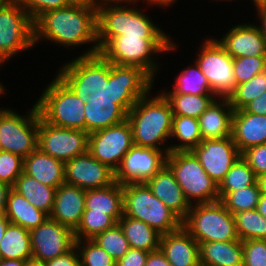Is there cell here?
I'll list each match as a JSON object with an SVG mask.
<instances>
[{"mask_svg": "<svg viewBox=\"0 0 266 266\" xmlns=\"http://www.w3.org/2000/svg\"><path fill=\"white\" fill-rule=\"evenodd\" d=\"M5 216L11 224L21 226L28 231L37 228L49 217L13 188L8 194Z\"/></svg>", "mask_w": 266, "mask_h": 266, "instance_id": "f1b7e54d", "label": "cell"}, {"mask_svg": "<svg viewBox=\"0 0 266 266\" xmlns=\"http://www.w3.org/2000/svg\"><path fill=\"white\" fill-rule=\"evenodd\" d=\"M166 165L190 205L219 201L218 184L209 177L192 151L169 152Z\"/></svg>", "mask_w": 266, "mask_h": 266, "instance_id": "9c48e42d", "label": "cell"}, {"mask_svg": "<svg viewBox=\"0 0 266 266\" xmlns=\"http://www.w3.org/2000/svg\"><path fill=\"white\" fill-rule=\"evenodd\" d=\"M147 93L140 98L127 113L132 129L133 143L136 146L159 148L170 138L173 112L162 93L152 98Z\"/></svg>", "mask_w": 266, "mask_h": 266, "instance_id": "3957f363", "label": "cell"}, {"mask_svg": "<svg viewBox=\"0 0 266 266\" xmlns=\"http://www.w3.org/2000/svg\"><path fill=\"white\" fill-rule=\"evenodd\" d=\"M0 259L32 260L29 231L9 224L0 243Z\"/></svg>", "mask_w": 266, "mask_h": 266, "instance_id": "1f68e13d", "label": "cell"}, {"mask_svg": "<svg viewBox=\"0 0 266 266\" xmlns=\"http://www.w3.org/2000/svg\"><path fill=\"white\" fill-rule=\"evenodd\" d=\"M118 224L124 232L129 247L146 252L159 249L161 234L143 221L123 214Z\"/></svg>", "mask_w": 266, "mask_h": 266, "instance_id": "f546056e", "label": "cell"}, {"mask_svg": "<svg viewBox=\"0 0 266 266\" xmlns=\"http://www.w3.org/2000/svg\"><path fill=\"white\" fill-rule=\"evenodd\" d=\"M175 44L172 38L121 35L114 37L99 53L112 64L139 67L154 79L159 67L152 56L173 51Z\"/></svg>", "mask_w": 266, "mask_h": 266, "instance_id": "5b68a950", "label": "cell"}, {"mask_svg": "<svg viewBox=\"0 0 266 266\" xmlns=\"http://www.w3.org/2000/svg\"><path fill=\"white\" fill-rule=\"evenodd\" d=\"M123 214L143 221L161 235L182 226V220L153 195L146 183L123 184Z\"/></svg>", "mask_w": 266, "mask_h": 266, "instance_id": "8992f818", "label": "cell"}, {"mask_svg": "<svg viewBox=\"0 0 266 266\" xmlns=\"http://www.w3.org/2000/svg\"><path fill=\"white\" fill-rule=\"evenodd\" d=\"M242 245L243 266H266V240L249 239Z\"/></svg>", "mask_w": 266, "mask_h": 266, "instance_id": "f6af8a7d", "label": "cell"}, {"mask_svg": "<svg viewBox=\"0 0 266 266\" xmlns=\"http://www.w3.org/2000/svg\"><path fill=\"white\" fill-rule=\"evenodd\" d=\"M24 159L16 154L0 152V182L6 183L11 187L23 173Z\"/></svg>", "mask_w": 266, "mask_h": 266, "instance_id": "ee69618b", "label": "cell"}, {"mask_svg": "<svg viewBox=\"0 0 266 266\" xmlns=\"http://www.w3.org/2000/svg\"><path fill=\"white\" fill-rule=\"evenodd\" d=\"M43 264L44 266H81L79 252L75 246L69 252L48 260Z\"/></svg>", "mask_w": 266, "mask_h": 266, "instance_id": "681fc988", "label": "cell"}, {"mask_svg": "<svg viewBox=\"0 0 266 266\" xmlns=\"http://www.w3.org/2000/svg\"><path fill=\"white\" fill-rule=\"evenodd\" d=\"M149 252L129 248L125 255L116 262V266H145Z\"/></svg>", "mask_w": 266, "mask_h": 266, "instance_id": "c3c4849f", "label": "cell"}, {"mask_svg": "<svg viewBox=\"0 0 266 266\" xmlns=\"http://www.w3.org/2000/svg\"><path fill=\"white\" fill-rule=\"evenodd\" d=\"M153 79L141 68L110 63L108 81L85 102V131L110 127L127 119V113L152 90Z\"/></svg>", "mask_w": 266, "mask_h": 266, "instance_id": "6da1fadb", "label": "cell"}, {"mask_svg": "<svg viewBox=\"0 0 266 266\" xmlns=\"http://www.w3.org/2000/svg\"><path fill=\"white\" fill-rule=\"evenodd\" d=\"M6 61L0 59V65H2V63H5ZM3 84H1L0 82V95H2L5 92L4 87L2 86Z\"/></svg>", "mask_w": 266, "mask_h": 266, "instance_id": "6125c7cd", "label": "cell"}, {"mask_svg": "<svg viewBox=\"0 0 266 266\" xmlns=\"http://www.w3.org/2000/svg\"><path fill=\"white\" fill-rule=\"evenodd\" d=\"M160 250L172 266H199V243L181 226L178 230L162 234Z\"/></svg>", "mask_w": 266, "mask_h": 266, "instance_id": "7402d4cb", "label": "cell"}, {"mask_svg": "<svg viewBox=\"0 0 266 266\" xmlns=\"http://www.w3.org/2000/svg\"><path fill=\"white\" fill-rule=\"evenodd\" d=\"M255 6L257 7V16L261 22V26H259L262 30V34L266 38V0H259Z\"/></svg>", "mask_w": 266, "mask_h": 266, "instance_id": "f5cc1de1", "label": "cell"}, {"mask_svg": "<svg viewBox=\"0 0 266 266\" xmlns=\"http://www.w3.org/2000/svg\"><path fill=\"white\" fill-rule=\"evenodd\" d=\"M222 1V0H221ZM231 1V0H230ZM259 0H253V3L256 4Z\"/></svg>", "mask_w": 266, "mask_h": 266, "instance_id": "003e7915", "label": "cell"}, {"mask_svg": "<svg viewBox=\"0 0 266 266\" xmlns=\"http://www.w3.org/2000/svg\"><path fill=\"white\" fill-rule=\"evenodd\" d=\"M182 226L198 243L239 240L234 216L220 200L191 205Z\"/></svg>", "mask_w": 266, "mask_h": 266, "instance_id": "ba28073f", "label": "cell"}, {"mask_svg": "<svg viewBox=\"0 0 266 266\" xmlns=\"http://www.w3.org/2000/svg\"><path fill=\"white\" fill-rule=\"evenodd\" d=\"M199 263L202 266H243L242 241L199 243Z\"/></svg>", "mask_w": 266, "mask_h": 266, "instance_id": "4316f807", "label": "cell"}, {"mask_svg": "<svg viewBox=\"0 0 266 266\" xmlns=\"http://www.w3.org/2000/svg\"><path fill=\"white\" fill-rule=\"evenodd\" d=\"M175 1H177V0H146L147 4H152V5H156V6L160 5V7H162V5L166 7L170 4H174Z\"/></svg>", "mask_w": 266, "mask_h": 266, "instance_id": "91938a15", "label": "cell"}, {"mask_svg": "<svg viewBox=\"0 0 266 266\" xmlns=\"http://www.w3.org/2000/svg\"><path fill=\"white\" fill-rule=\"evenodd\" d=\"M12 188L28 199L31 205L42 210L48 216L52 212L56 188L44 185L24 172Z\"/></svg>", "mask_w": 266, "mask_h": 266, "instance_id": "4dcf8cb0", "label": "cell"}, {"mask_svg": "<svg viewBox=\"0 0 266 266\" xmlns=\"http://www.w3.org/2000/svg\"><path fill=\"white\" fill-rule=\"evenodd\" d=\"M97 7V42L99 52L121 35L142 38H170L142 10L135 7L104 5Z\"/></svg>", "mask_w": 266, "mask_h": 266, "instance_id": "277c9868", "label": "cell"}, {"mask_svg": "<svg viewBox=\"0 0 266 266\" xmlns=\"http://www.w3.org/2000/svg\"><path fill=\"white\" fill-rule=\"evenodd\" d=\"M85 210V190L69 184H61L55 192L49 218L75 231Z\"/></svg>", "mask_w": 266, "mask_h": 266, "instance_id": "44dd1931", "label": "cell"}, {"mask_svg": "<svg viewBox=\"0 0 266 266\" xmlns=\"http://www.w3.org/2000/svg\"><path fill=\"white\" fill-rule=\"evenodd\" d=\"M117 222L106 213L91 212V209H85L81 222L74 231L76 240L93 239L97 234L113 228Z\"/></svg>", "mask_w": 266, "mask_h": 266, "instance_id": "74e56055", "label": "cell"}, {"mask_svg": "<svg viewBox=\"0 0 266 266\" xmlns=\"http://www.w3.org/2000/svg\"><path fill=\"white\" fill-rule=\"evenodd\" d=\"M33 24L34 44L44 38L64 47L93 43V47L79 56L99 53L97 7L92 1H75L68 7L49 10L41 14Z\"/></svg>", "mask_w": 266, "mask_h": 266, "instance_id": "7a4b0ae2", "label": "cell"}, {"mask_svg": "<svg viewBox=\"0 0 266 266\" xmlns=\"http://www.w3.org/2000/svg\"><path fill=\"white\" fill-rule=\"evenodd\" d=\"M266 71V56L233 58V72L236 85L249 81L256 74Z\"/></svg>", "mask_w": 266, "mask_h": 266, "instance_id": "7bdbcfd3", "label": "cell"}, {"mask_svg": "<svg viewBox=\"0 0 266 266\" xmlns=\"http://www.w3.org/2000/svg\"><path fill=\"white\" fill-rule=\"evenodd\" d=\"M162 94H191V95H214L206 77L200 71L195 62L193 67H187L176 77L173 89Z\"/></svg>", "mask_w": 266, "mask_h": 266, "instance_id": "e575fe53", "label": "cell"}, {"mask_svg": "<svg viewBox=\"0 0 266 266\" xmlns=\"http://www.w3.org/2000/svg\"><path fill=\"white\" fill-rule=\"evenodd\" d=\"M26 266H44V264L30 261Z\"/></svg>", "mask_w": 266, "mask_h": 266, "instance_id": "be15d7a7", "label": "cell"}, {"mask_svg": "<svg viewBox=\"0 0 266 266\" xmlns=\"http://www.w3.org/2000/svg\"><path fill=\"white\" fill-rule=\"evenodd\" d=\"M22 7L34 22L41 14L49 10L61 9L71 5L74 0H19Z\"/></svg>", "mask_w": 266, "mask_h": 266, "instance_id": "bcb514c9", "label": "cell"}, {"mask_svg": "<svg viewBox=\"0 0 266 266\" xmlns=\"http://www.w3.org/2000/svg\"><path fill=\"white\" fill-rule=\"evenodd\" d=\"M29 234L33 262L43 264L75 246L74 231L49 217Z\"/></svg>", "mask_w": 266, "mask_h": 266, "instance_id": "2e32d148", "label": "cell"}, {"mask_svg": "<svg viewBox=\"0 0 266 266\" xmlns=\"http://www.w3.org/2000/svg\"><path fill=\"white\" fill-rule=\"evenodd\" d=\"M168 153L169 148L158 150L134 145L116 169L115 181L122 185L145 183L166 165Z\"/></svg>", "mask_w": 266, "mask_h": 266, "instance_id": "e0dca14e", "label": "cell"}, {"mask_svg": "<svg viewBox=\"0 0 266 266\" xmlns=\"http://www.w3.org/2000/svg\"><path fill=\"white\" fill-rule=\"evenodd\" d=\"M36 104L48 124L85 131V102L58 76L46 86Z\"/></svg>", "mask_w": 266, "mask_h": 266, "instance_id": "52a82bcc", "label": "cell"}, {"mask_svg": "<svg viewBox=\"0 0 266 266\" xmlns=\"http://www.w3.org/2000/svg\"><path fill=\"white\" fill-rule=\"evenodd\" d=\"M85 209L106 213L118 223L123 216V185L115 181L104 188L86 190Z\"/></svg>", "mask_w": 266, "mask_h": 266, "instance_id": "83f0119b", "label": "cell"}, {"mask_svg": "<svg viewBox=\"0 0 266 266\" xmlns=\"http://www.w3.org/2000/svg\"><path fill=\"white\" fill-rule=\"evenodd\" d=\"M92 240L104 249L116 262L130 248L124 232L118 223L113 228L97 234Z\"/></svg>", "mask_w": 266, "mask_h": 266, "instance_id": "60d3db41", "label": "cell"}, {"mask_svg": "<svg viewBox=\"0 0 266 266\" xmlns=\"http://www.w3.org/2000/svg\"><path fill=\"white\" fill-rule=\"evenodd\" d=\"M177 138L180 144L167 146L169 152L192 151L202 142L199 121L188 116H173L170 138Z\"/></svg>", "mask_w": 266, "mask_h": 266, "instance_id": "d6a6232c", "label": "cell"}, {"mask_svg": "<svg viewBox=\"0 0 266 266\" xmlns=\"http://www.w3.org/2000/svg\"><path fill=\"white\" fill-rule=\"evenodd\" d=\"M96 6H104V5H112V3H114V5H119V3H123V4H127V2L130 3H135L137 2V0H93L92 1Z\"/></svg>", "mask_w": 266, "mask_h": 266, "instance_id": "9f6ffc18", "label": "cell"}, {"mask_svg": "<svg viewBox=\"0 0 266 266\" xmlns=\"http://www.w3.org/2000/svg\"><path fill=\"white\" fill-rule=\"evenodd\" d=\"M23 172L49 187L64 184V162L47 155L39 148L24 158Z\"/></svg>", "mask_w": 266, "mask_h": 266, "instance_id": "484cf974", "label": "cell"}, {"mask_svg": "<svg viewBox=\"0 0 266 266\" xmlns=\"http://www.w3.org/2000/svg\"><path fill=\"white\" fill-rule=\"evenodd\" d=\"M27 114L22 116L6 108L0 113L2 151L23 159L38 148L39 110L36 103Z\"/></svg>", "mask_w": 266, "mask_h": 266, "instance_id": "8fae6325", "label": "cell"}, {"mask_svg": "<svg viewBox=\"0 0 266 266\" xmlns=\"http://www.w3.org/2000/svg\"><path fill=\"white\" fill-rule=\"evenodd\" d=\"M34 24L19 0L0 8V59L7 61L34 46Z\"/></svg>", "mask_w": 266, "mask_h": 266, "instance_id": "30bf717a", "label": "cell"}, {"mask_svg": "<svg viewBox=\"0 0 266 266\" xmlns=\"http://www.w3.org/2000/svg\"><path fill=\"white\" fill-rule=\"evenodd\" d=\"M266 91V71L256 74L249 81L236 85L235 91L229 96L234 111L243 109Z\"/></svg>", "mask_w": 266, "mask_h": 266, "instance_id": "ab89813d", "label": "cell"}, {"mask_svg": "<svg viewBox=\"0 0 266 266\" xmlns=\"http://www.w3.org/2000/svg\"><path fill=\"white\" fill-rule=\"evenodd\" d=\"M233 216L240 241L266 240V218L256 209L235 213Z\"/></svg>", "mask_w": 266, "mask_h": 266, "instance_id": "d590c367", "label": "cell"}, {"mask_svg": "<svg viewBox=\"0 0 266 266\" xmlns=\"http://www.w3.org/2000/svg\"><path fill=\"white\" fill-rule=\"evenodd\" d=\"M174 116L199 118L216 99L215 95L163 94Z\"/></svg>", "mask_w": 266, "mask_h": 266, "instance_id": "836d02e7", "label": "cell"}, {"mask_svg": "<svg viewBox=\"0 0 266 266\" xmlns=\"http://www.w3.org/2000/svg\"><path fill=\"white\" fill-rule=\"evenodd\" d=\"M9 224H10V221L7 219V217L5 215H1L0 216V243Z\"/></svg>", "mask_w": 266, "mask_h": 266, "instance_id": "680465c9", "label": "cell"}, {"mask_svg": "<svg viewBox=\"0 0 266 266\" xmlns=\"http://www.w3.org/2000/svg\"><path fill=\"white\" fill-rule=\"evenodd\" d=\"M74 1H82V2H87V1H93V0H74Z\"/></svg>", "mask_w": 266, "mask_h": 266, "instance_id": "03108f58", "label": "cell"}, {"mask_svg": "<svg viewBox=\"0 0 266 266\" xmlns=\"http://www.w3.org/2000/svg\"><path fill=\"white\" fill-rule=\"evenodd\" d=\"M145 183L153 195L161 200L182 221L187 217L191 205L167 165L163 166Z\"/></svg>", "mask_w": 266, "mask_h": 266, "instance_id": "603a6c76", "label": "cell"}, {"mask_svg": "<svg viewBox=\"0 0 266 266\" xmlns=\"http://www.w3.org/2000/svg\"><path fill=\"white\" fill-rule=\"evenodd\" d=\"M133 146L132 129L127 119L88 135V152L113 171Z\"/></svg>", "mask_w": 266, "mask_h": 266, "instance_id": "5bb4252c", "label": "cell"}, {"mask_svg": "<svg viewBox=\"0 0 266 266\" xmlns=\"http://www.w3.org/2000/svg\"><path fill=\"white\" fill-rule=\"evenodd\" d=\"M32 260L0 259V266H26Z\"/></svg>", "mask_w": 266, "mask_h": 266, "instance_id": "11a10c76", "label": "cell"}, {"mask_svg": "<svg viewBox=\"0 0 266 266\" xmlns=\"http://www.w3.org/2000/svg\"><path fill=\"white\" fill-rule=\"evenodd\" d=\"M64 182L86 190L107 187L115 182V171L97 161L88 151L64 162Z\"/></svg>", "mask_w": 266, "mask_h": 266, "instance_id": "ac0fdd59", "label": "cell"}, {"mask_svg": "<svg viewBox=\"0 0 266 266\" xmlns=\"http://www.w3.org/2000/svg\"><path fill=\"white\" fill-rule=\"evenodd\" d=\"M110 62L100 53L78 56L60 67L57 76L84 102L108 81Z\"/></svg>", "mask_w": 266, "mask_h": 266, "instance_id": "7c38bea8", "label": "cell"}, {"mask_svg": "<svg viewBox=\"0 0 266 266\" xmlns=\"http://www.w3.org/2000/svg\"><path fill=\"white\" fill-rule=\"evenodd\" d=\"M9 0H0V8L7 3Z\"/></svg>", "mask_w": 266, "mask_h": 266, "instance_id": "e7e4bbea", "label": "cell"}, {"mask_svg": "<svg viewBox=\"0 0 266 266\" xmlns=\"http://www.w3.org/2000/svg\"><path fill=\"white\" fill-rule=\"evenodd\" d=\"M215 99L198 118L202 140L231 136L233 108L228 98Z\"/></svg>", "mask_w": 266, "mask_h": 266, "instance_id": "d4e9b609", "label": "cell"}, {"mask_svg": "<svg viewBox=\"0 0 266 266\" xmlns=\"http://www.w3.org/2000/svg\"><path fill=\"white\" fill-rule=\"evenodd\" d=\"M257 184L262 194H266V173L257 177Z\"/></svg>", "mask_w": 266, "mask_h": 266, "instance_id": "94428289", "label": "cell"}, {"mask_svg": "<svg viewBox=\"0 0 266 266\" xmlns=\"http://www.w3.org/2000/svg\"><path fill=\"white\" fill-rule=\"evenodd\" d=\"M217 40L233 58L266 56V38L254 24H237Z\"/></svg>", "mask_w": 266, "mask_h": 266, "instance_id": "ffe728a7", "label": "cell"}, {"mask_svg": "<svg viewBox=\"0 0 266 266\" xmlns=\"http://www.w3.org/2000/svg\"><path fill=\"white\" fill-rule=\"evenodd\" d=\"M257 177L247 162L240 157L218 185L219 192H233L254 185Z\"/></svg>", "mask_w": 266, "mask_h": 266, "instance_id": "f35d334b", "label": "cell"}, {"mask_svg": "<svg viewBox=\"0 0 266 266\" xmlns=\"http://www.w3.org/2000/svg\"><path fill=\"white\" fill-rule=\"evenodd\" d=\"M196 59L200 71L206 77L214 95L229 98L235 91L233 57L214 39H206Z\"/></svg>", "mask_w": 266, "mask_h": 266, "instance_id": "4fadbf2b", "label": "cell"}, {"mask_svg": "<svg viewBox=\"0 0 266 266\" xmlns=\"http://www.w3.org/2000/svg\"><path fill=\"white\" fill-rule=\"evenodd\" d=\"M145 266H172L160 250L149 252Z\"/></svg>", "mask_w": 266, "mask_h": 266, "instance_id": "816d5d0a", "label": "cell"}, {"mask_svg": "<svg viewBox=\"0 0 266 266\" xmlns=\"http://www.w3.org/2000/svg\"><path fill=\"white\" fill-rule=\"evenodd\" d=\"M241 157L254 171L256 177L266 173V143L247 148Z\"/></svg>", "mask_w": 266, "mask_h": 266, "instance_id": "7dc6e473", "label": "cell"}, {"mask_svg": "<svg viewBox=\"0 0 266 266\" xmlns=\"http://www.w3.org/2000/svg\"><path fill=\"white\" fill-rule=\"evenodd\" d=\"M88 133L48 124L39 112L38 148L63 162L88 151Z\"/></svg>", "mask_w": 266, "mask_h": 266, "instance_id": "9a60e30c", "label": "cell"}, {"mask_svg": "<svg viewBox=\"0 0 266 266\" xmlns=\"http://www.w3.org/2000/svg\"><path fill=\"white\" fill-rule=\"evenodd\" d=\"M231 137L239 152L266 143V116L240 109L233 112Z\"/></svg>", "mask_w": 266, "mask_h": 266, "instance_id": "cb8c5ba5", "label": "cell"}, {"mask_svg": "<svg viewBox=\"0 0 266 266\" xmlns=\"http://www.w3.org/2000/svg\"><path fill=\"white\" fill-rule=\"evenodd\" d=\"M11 189L10 185L0 182V216L5 215L6 202Z\"/></svg>", "mask_w": 266, "mask_h": 266, "instance_id": "db71d44e", "label": "cell"}, {"mask_svg": "<svg viewBox=\"0 0 266 266\" xmlns=\"http://www.w3.org/2000/svg\"><path fill=\"white\" fill-rule=\"evenodd\" d=\"M243 109L246 112L266 116V91L248 103Z\"/></svg>", "mask_w": 266, "mask_h": 266, "instance_id": "f907efd6", "label": "cell"}, {"mask_svg": "<svg viewBox=\"0 0 266 266\" xmlns=\"http://www.w3.org/2000/svg\"><path fill=\"white\" fill-rule=\"evenodd\" d=\"M81 266H116V261L92 239L76 240Z\"/></svg>", "mask_w": 266, "mask_h": 266, "instance_id": "b9f144b4", "label": "cell"}, {"mask_svg": "<svg viewBox=\"0 0 266 266\" xmlns=\"http://www.w3.org/2000/svg\"><path fill=\"white\" fill-rule=\"evenodd\" d=\"M261 192L257 182L254 185L233 192H219V200L232 214L257 208Z\"/></svg>", "mask_w": 266, "mask_h": 266, "instance_id": "8d00e7d4", "label": "cell"}, {"mask_svg": "<svg viewBox=\"0 0 266 266\" xmlns=\"http://www.w3.org/2000/svg\"><path fill=\"white\" fill-rule=\"evenodd\" d=\"M192 152L201 166L218 185L241 157L232 137L202 140Z\"/></svg>", "mask_w": 266, "mask_h": 266, "instance_id": "d6986e66", "label": "cell"}, {"mask_svg": "<svg viewBox=\"0 0 266 266\" xmlns=\"http://www.w3.org/2000/svg\"><path fill=\"white\" fill-rule=\"evenodd\" d=\"M256 210L266 218V194L261 193Z\"/></svg>", "mask_w": 266, "mask_h": 266, "instance_id": "6f0895ef", "label": "cell"}]
</instances>
